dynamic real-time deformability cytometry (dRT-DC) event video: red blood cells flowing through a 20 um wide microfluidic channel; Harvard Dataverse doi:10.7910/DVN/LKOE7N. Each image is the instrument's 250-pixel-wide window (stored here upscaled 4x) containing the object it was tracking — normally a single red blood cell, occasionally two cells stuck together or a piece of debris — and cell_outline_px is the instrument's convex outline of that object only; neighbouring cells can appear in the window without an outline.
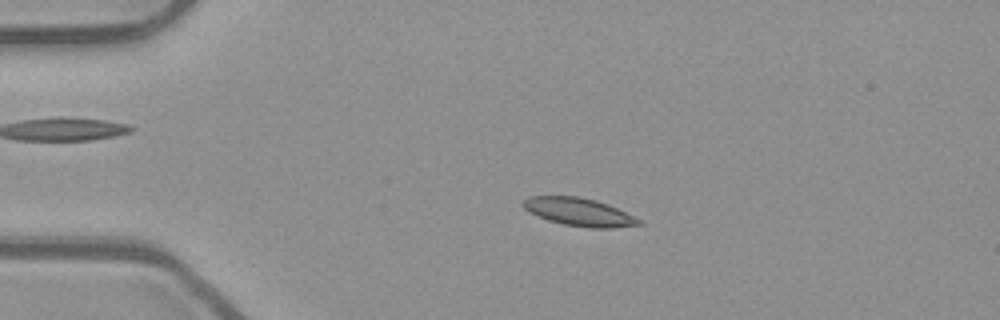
{"species": "common noctule bat (a hibernating species)", "species_latin": "Nyctalus noctula", "temperature_condition": "room temperature", "stored_images_in_passage": 53, "camera_frame_rate_fps": 3000, "um_per_image_px": 0.085, "animal": {"sex": "male", "body_mass_g": 23.1, "forearm_length_mm": 52.7}, "frame": {"image": 1, "passage_image": 12, "time_ms": 3.667, "image_size_px": [1000, 320], "cell_outline_px": [[644, 224], [612, 228], [588, 228], [564, 224], [548, 220], [536, 216], [528, 212], [520, 204], [528, 196], [576, 196], [596, 200], [608, 204], [640, 220]], "centroid_in_image_um": [49.16, 18.02], "position_along_channel_um": 35.8, "area_um2": 18.84}}
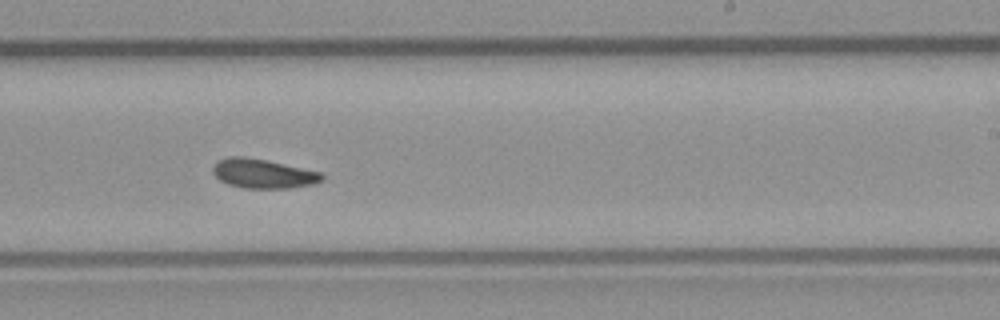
{"frame": {"image": 2, "passage_image": 33, "time_ms": 10.667, "image_size_px": [1000, 320], "cell_outline_px": [[324, 180], [312, 184], [288, 188], [244, 188], [228, 184], [220, 180], [212, 172], [212, 168], [220, 160], [228, 156], [244, 156], [268, 160], [320, 172], [324, 176]], "centroid_in_image_um": [22.36, 14.75], "position_along_channel_um": 266.6, "area_um2": 18.55}}
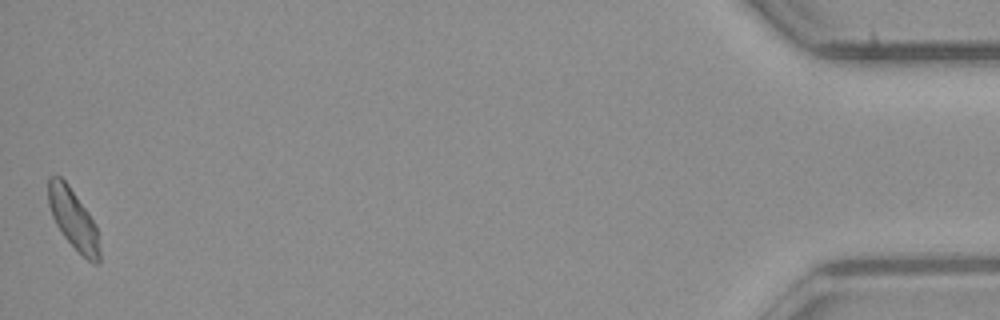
{"frame": {"image": 3, "passage_image": 53, "time_ms": 17.333, "image_size_px": [1000, 320], "cell_outline_px": [[100, 264], [92, 264], [64, 236], [56, 224], [52, 216], [48, 204], [48, 176], [60, 176], [68, 184], [88, 212], [96, 228], [100, 248]], "centroid_in_image_um": [6.22, 18.62], "position_along_channel_um": 429.0, "area_um2": 17.69}, "authors_computed_cell_mechanics": {"area_um2": 18.207, "velocity_mm_per_s": 3.9015, "shape_relaxation_time_tau1_ms": 3.4906, "shape_relaxation_time_tau2_ms": null, "deformation_change_tau1": 0.0948, "deformation_change_tau2": null}}